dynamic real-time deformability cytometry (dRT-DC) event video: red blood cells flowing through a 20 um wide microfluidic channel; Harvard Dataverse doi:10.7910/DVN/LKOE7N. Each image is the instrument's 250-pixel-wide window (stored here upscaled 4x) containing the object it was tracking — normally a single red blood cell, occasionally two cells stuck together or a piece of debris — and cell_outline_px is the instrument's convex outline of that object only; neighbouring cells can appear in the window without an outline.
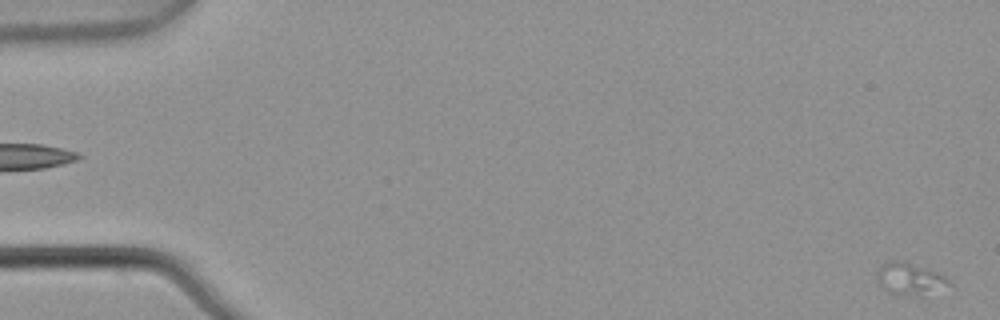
{"species": "common noctule bat (a hibernating species)", "species_latin": "Nyctalus noctula", "temperature_condition": "warm", "stored_images_in_passage": 4, "segment_of_instrument_passage": [2, 2], "camera_frame_rate_fps": 3000, "um_per_image_px": 0.085, "animal": {"sex": "male", "body_mass_g": 21.5, "forearm_length_mm": 52.0}, "frame": {"image": 1, "passage_image": 4, "time_ms": 1.0, "image_size_px": [1000, 320], "cell_outline_px": [[952, 284], [916, 292], [884, 292], [876, 280], [876, 272], [888, 260], [904, 260], [940, 272], [948, 276], [952, 280]], "centroid_in_image_um": [77.28, 23.58], "position_along_channel_um": 7.7, "area_um2": 12.77}}